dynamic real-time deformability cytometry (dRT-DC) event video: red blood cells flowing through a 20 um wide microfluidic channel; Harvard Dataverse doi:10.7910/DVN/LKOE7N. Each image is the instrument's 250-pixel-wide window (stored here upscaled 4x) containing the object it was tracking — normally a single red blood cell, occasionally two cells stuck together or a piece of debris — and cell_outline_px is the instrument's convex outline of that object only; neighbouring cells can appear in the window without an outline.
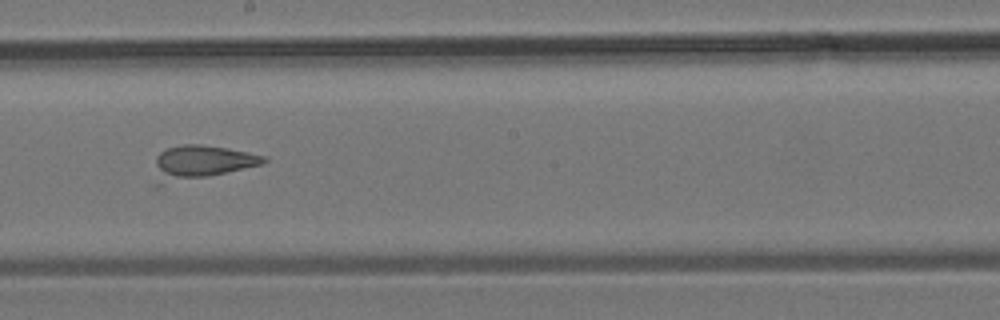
{"species": "common noctule bat (a hibernating species)", "species_latin": "Nyctalus noctula", "temperature_condition": "room temperature", "stored_images_in_passage": 34, "camera_frame_rate_fps": 3000, "um_per_image_px": 0.085, "animal": {"sex": "male", "body_mass_g": 19.2, "forearm_length_mm": 51.8}, "frame": {"image": 1, "passage_image": 22, "time_ms": 7.0, "image_size_px": [1000, 320], "cell_outline_px": [[268, 160], [264, 164], [208, 176], [164, 176], [156, 164], [156, 156], [160, 152], [168, 148], [184, 144], [200, 144], [228, 148], [248, 152], [264, 156]], "centroid_in_image_um": [17.38, 13.63], "position_along_channel_um": 230.8, "area_um2": 19.02}}
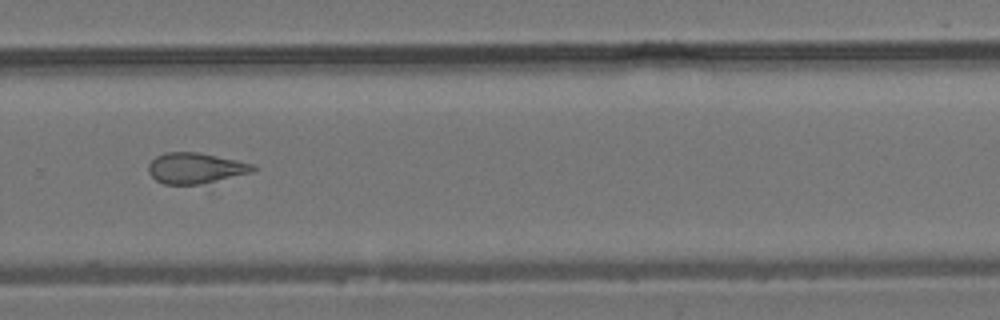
{"frame": {"image": 2, "passage_image": 27, "time_ms": 8.667, "image_size_px": [1000, 320], "cell_outline_px": [[256, 168], [252, 172], [212, 192], [164, 184], [156, 180], [148, 172], [148, 164], [156, 156], [164, 152], [196, 152], [256, 164]], "centroid_in_image_um": [16.79, 14.48], "position_along_channel_um": 313.0, "area_um2": 21.62}}
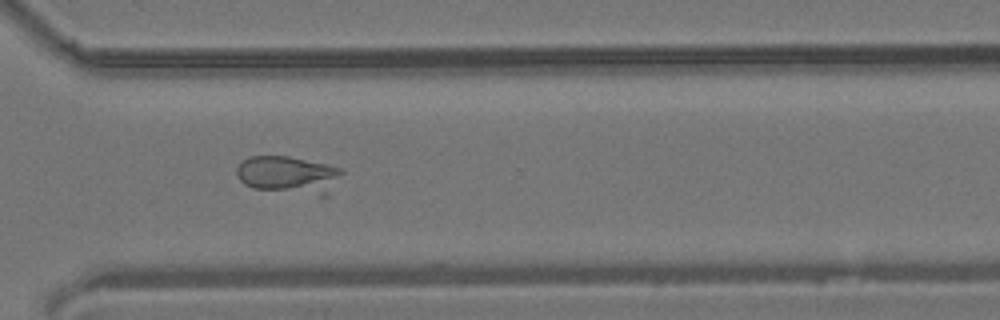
{"frame": {"image": 3, "passage_image": 29, "time_ms": 9.333, "image_size_px": [1000, 320], "cell_outline_px": [[344, 172], [328, 196], [320, 196], [252, 188], [244, 184], [236, 176], [236, 168], [248, 156], [288, 156], [328, 164], [340, 168]], "centroid_in_image_um": [24.55, 14.87], "position_along_channel_um": 346.1, "area_um2": 23.41}}